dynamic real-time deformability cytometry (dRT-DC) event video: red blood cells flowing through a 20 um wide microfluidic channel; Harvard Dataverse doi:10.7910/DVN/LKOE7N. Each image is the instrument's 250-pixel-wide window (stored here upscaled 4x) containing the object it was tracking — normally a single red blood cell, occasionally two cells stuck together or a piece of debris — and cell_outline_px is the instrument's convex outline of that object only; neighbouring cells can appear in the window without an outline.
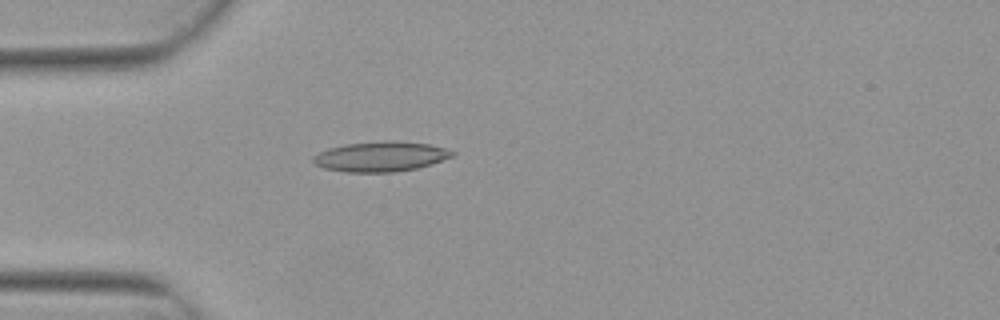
{"species": "Egyptian fruit bat (a non-hibernating species)", "species_latin": "Rousettus aegyptiacus", "temperature_condition": "warm", "stored_images_in_passage": 4, "camera_frame_rate_fps": 3000, "um_per_image_px": 0.085, "animal": {"sex": "female"}, "frame": {"image": 1, "passage_image": 4, "time_ms": 1.0, "image_size_px": [1000, 320], "cell_outline_px": [[456, 152], [452, 156], [432, 164], [416, 168], [392, 172], [348, 172], [324, 168], [316, 164], [312, 160], [312, 156], [328, 148], [344, 144], [384, 140], [392, 140], [428, 144], [444, 148]], "centroid_in_image_um": [32.34, 13.29], "position_along_channel_um": 52.7, "area_um2": 24.28}}